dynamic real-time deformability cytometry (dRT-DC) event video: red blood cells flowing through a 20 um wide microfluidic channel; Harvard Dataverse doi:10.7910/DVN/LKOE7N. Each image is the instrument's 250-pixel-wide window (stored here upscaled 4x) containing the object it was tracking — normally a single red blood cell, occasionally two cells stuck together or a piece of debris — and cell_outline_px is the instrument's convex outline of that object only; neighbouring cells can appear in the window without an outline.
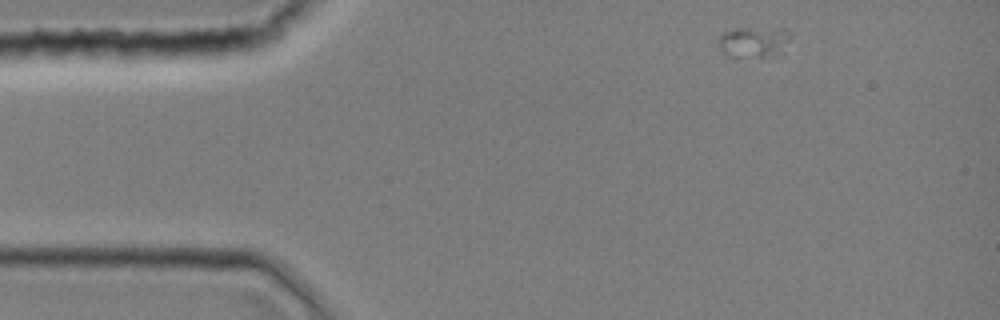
{"species": "common noctule bat (a hibernating species)", "species_latin": "Nyctalus noctula", "temperature_condition": "room temperature", "stored_images_in_passage": 30, "camera_frame_rate_fps": 3000, "um_per_image_px": 0.085, "animal": {"sex": "female", "body_mass_g": 19.0, "forearm_length_mm": 51.5}, "frame": {"image": 1, "passage_image": 1, "time_ms": 0.0, "image_size_px": [1000, 320], "cell_outline_px": [[792, 36], [780, 52], [760, 56], [728, 56], [720, 52], [716, 44], [720, 36], [724, 32], [732, 28], [784, 28], [792, 32]], "centroid_in_image_um": [64.02, 3.52], "position_along_channel_um": 21.0, "area_um2": 12.95}}
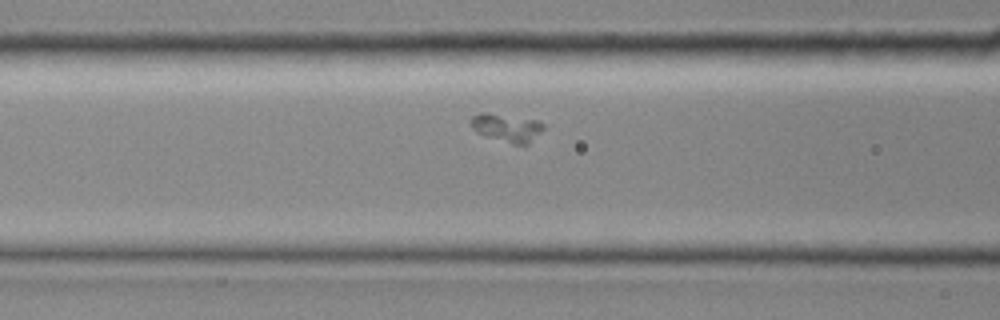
{"frame": {"image": 2, "passage_image": 13, "time_ms": 4.0, "image_size_px": [1000, 320], "cell_outline_px": [[544, 128], [528, 144], [512, 144], [484, 136], [472, 128], [468, 120], [472, 116], [480, 112], [484, 112], [536, 120], [544, 124]], "centroid_in_image_um": [43.02, 10.85], "position_along_channel_um": 123.6, "area_um2": 11.85}}
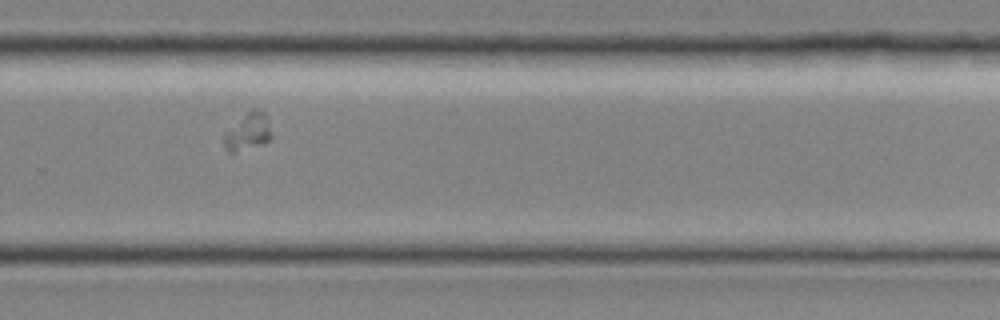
{"frame": {"image": 3, "passage_image": 26, "time_ms": 8.333, "image_size_px": [1000, 320], "cell_outline_px": [[272, 136], [264, 144], [236, 152], [228, 152], [224, 148], [224, 132], [252, 108], [256, 108], [264, 112]], "centroid_in_image_um": [21.05, 11.22], "position_along_channel_um": 308.8, "area_um2": 10.23}}